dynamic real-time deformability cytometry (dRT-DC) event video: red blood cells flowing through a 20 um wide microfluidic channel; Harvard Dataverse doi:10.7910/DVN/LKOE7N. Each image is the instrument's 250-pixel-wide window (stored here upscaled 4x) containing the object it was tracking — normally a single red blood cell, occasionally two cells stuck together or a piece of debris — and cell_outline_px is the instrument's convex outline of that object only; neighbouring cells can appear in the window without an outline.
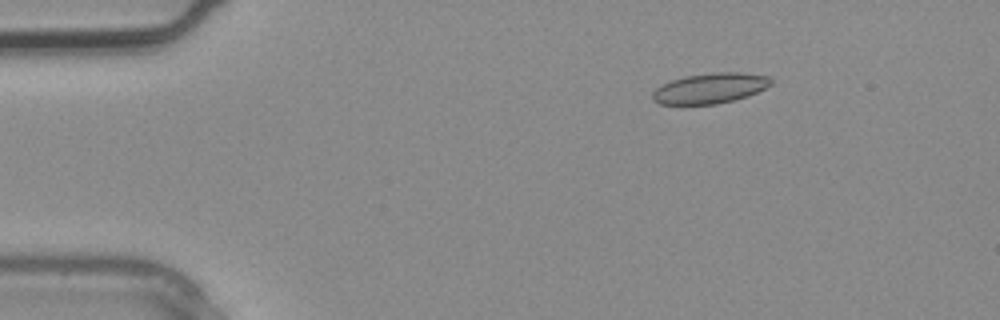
{"species": "common noctule bat (a hibernating species)", "species_latin": "Nyctalus noctula", "temperature_condition": "warm", "stored_images_in_passage": 3, "camera_frame_rate_fps": 3000, "um_per_image_px": 0.085, "animal": {"sex": "male", "body_mass_g": 20.4}, "frame": {"image": 1, "passage_image": 1, "time_ms": 0.0, "image_size_px": [1000, 320], "cell_outline_px": [[772, 84], [748, 96], [716, 104], [660, 104], [652, 100], [652, 92], [656, 88], [672, 80], [684, 76], [716, 72], [740, 72], [768, 76], [772, 80]], "centroid_in_image_um": [60.35, 7.5], "position_along_channel_um": 24.7, "area_um2": 20.81}}
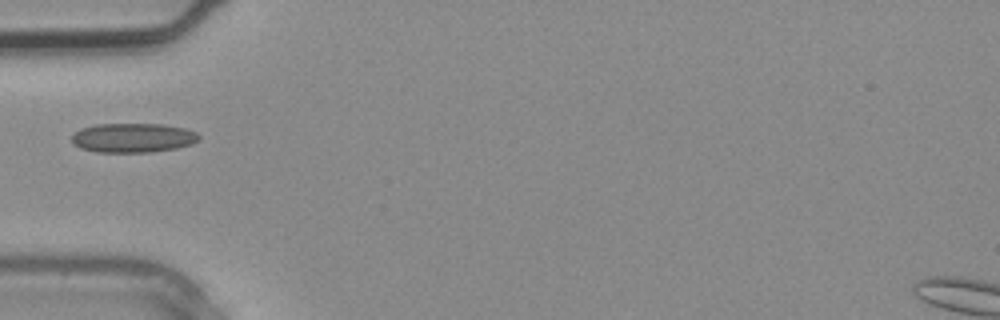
{"frame": {"image": 2, "passage_image": 2, "time_ms": 0.333, "image_size_px": [1000, 320], "cell_outline_px": [[200, 140], [192, 144], [176, 148], [152, 152], [96, 152], [80, 148], [72, 144], [72, 136], [80, 128], [96, 124], [164, 124], [184, 128], [196, 132], [200, 136]], "centroid_in_image_um": [11.3, 11.71], "position_along_channel_um": 73.7, "area_um2": 21.91}}